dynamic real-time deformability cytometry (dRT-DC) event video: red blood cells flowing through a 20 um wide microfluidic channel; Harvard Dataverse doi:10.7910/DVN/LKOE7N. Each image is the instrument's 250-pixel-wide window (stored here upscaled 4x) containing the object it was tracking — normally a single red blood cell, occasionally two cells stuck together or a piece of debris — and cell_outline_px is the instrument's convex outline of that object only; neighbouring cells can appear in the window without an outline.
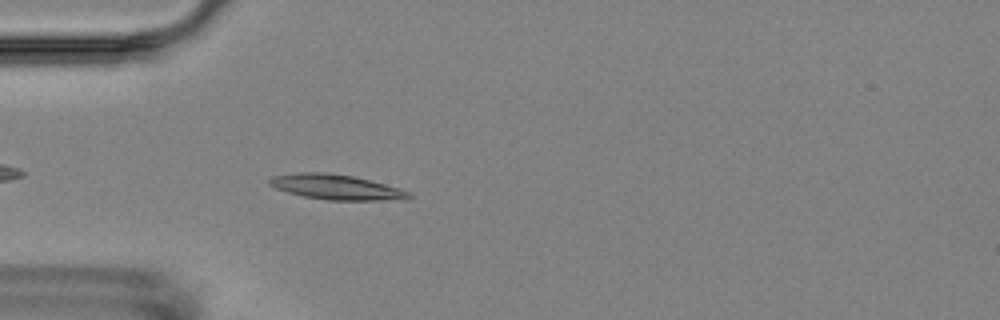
{"species": "Egyptian fruit bat (a non-hibernating species)", "species_latin": "Rousettus aegyptiacus", "temperature_condition": "room temperature", "stored_images_in_passage": 4, "camera_frame_rate_fps": 3000, "um_per_image_px": 0.085, "animal": {"sex": "female"}, "frame": {"image": 1, "passage_image": 4, "time_ms": 4.333, "image_size_px": [1000, 320], "cell_outline_px": [[412, 196], [380, 200], [328, 200], [304, 196], [288, 192], [276, 188], [268, 184], [268, 180], [272, 176], [300, 172], [324, 172], [352, 176], [400, 188], [412, 192]], "centroid_in_image_um": [28.51, 15.89], "position_along_channel_um": 56.5, "area_um2": 19.94}}